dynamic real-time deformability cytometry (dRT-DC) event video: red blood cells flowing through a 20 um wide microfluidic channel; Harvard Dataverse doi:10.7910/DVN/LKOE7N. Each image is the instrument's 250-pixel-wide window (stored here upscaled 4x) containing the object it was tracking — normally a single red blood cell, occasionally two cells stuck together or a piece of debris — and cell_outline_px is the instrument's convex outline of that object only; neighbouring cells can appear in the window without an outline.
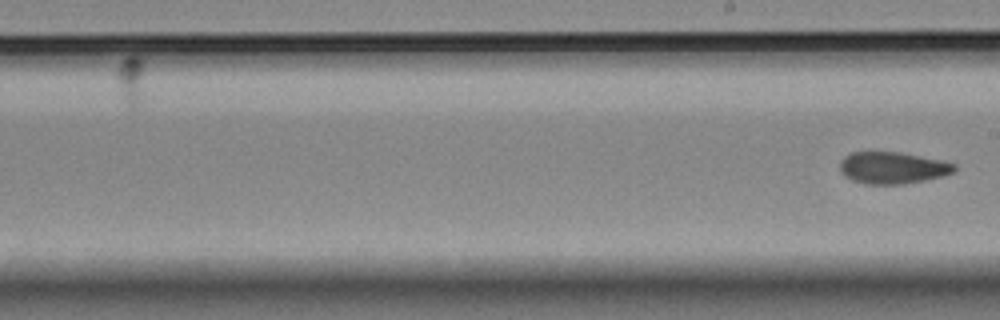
{"species": "Egyptian fruit bat (a non-hibernating species)", "species_latin": "Rousettus aegyptiacus", "temperature_condition": "room temperature", "stored_images_in_passage": 10, "camera_frame_rate_fps": 3000, "um_per_image_px": 0.085, "animal": {"sex": "female"}, "frame": {"image": 1, "passage_image": 10, "time_ms": 11.333, "image_size_px": [1000, 320], "cell_outline_px": [[956, 172], [944, 176], [904, 184], [864, 184], [852, 180], [844, 176], [840, 172], [840, 160], [844, 156], [852, 152], [900, 152], [944, 160], [956, 164]], "centroid_in_image_um": [75.89, 14.26], "position_along_channel_um": 213.1, "area_um2": 21.56}}